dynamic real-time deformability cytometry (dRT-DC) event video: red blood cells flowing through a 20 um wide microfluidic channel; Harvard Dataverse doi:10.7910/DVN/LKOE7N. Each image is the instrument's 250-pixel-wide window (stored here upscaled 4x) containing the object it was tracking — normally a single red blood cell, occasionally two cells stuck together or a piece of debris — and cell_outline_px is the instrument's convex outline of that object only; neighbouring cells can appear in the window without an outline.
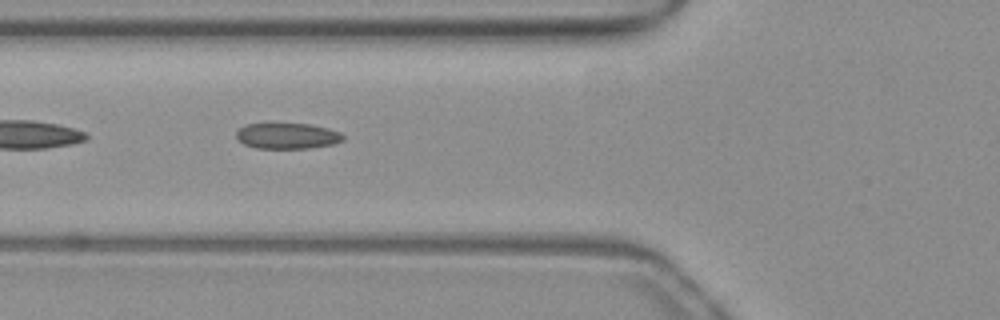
{"species": "common noctule bat (a hibernating species)", "species_latin": "Nyctalus noctula", "temperature_condition": "warm", "stored_images_in_passage": 39, "camera_frame_rate_fps": 3000, "um_per_image_px": 0.085, "animal": {"sex": "female", "body_mass_g": 19.3, "forearm_length_mm": 54.1}, "frame": {"image": 1, "passage_image": 6, "time_ms": 1.667, "image_size_px": [1000, 320], "cell_outline_px": [[344, 140], [332, 144], [308, 148], [256, 148], [244, 144], [236, 140], [236, 132], [244, 124], [308, 124], [328, 128], [340, 132], [344, 136]], "centroid_in_image_um": [24.4, 11.55], "position_along_channel_um": 101.4, "area_um2": 16.01}}
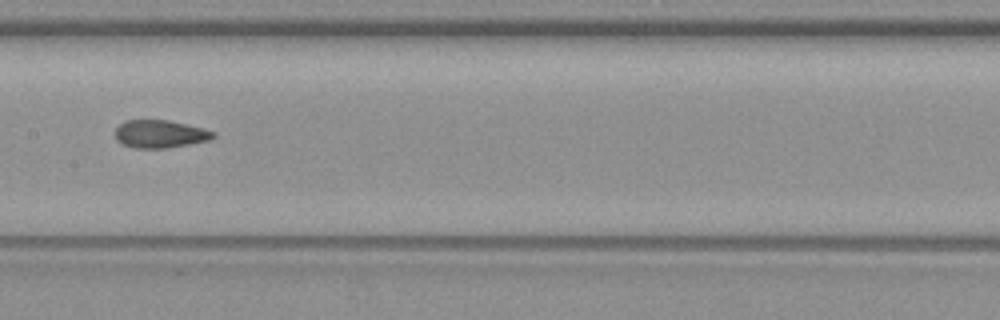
{"frame": {"image": 2, "passage_image": 13, "time_ms": 4.0, "image_size_px": [1000, 320], "cell_outline_px": [[216, 136], [212, 140], [168, 148], [132, 148], [120, 144], [116, 140], [116, 128], [124, 120], [168, 120], [200, 128], [212, 132]], "centroid_in_image_um": [13.56, 11.4], "position_along_channel_um": 193.8, "area_um2": 15.9}}
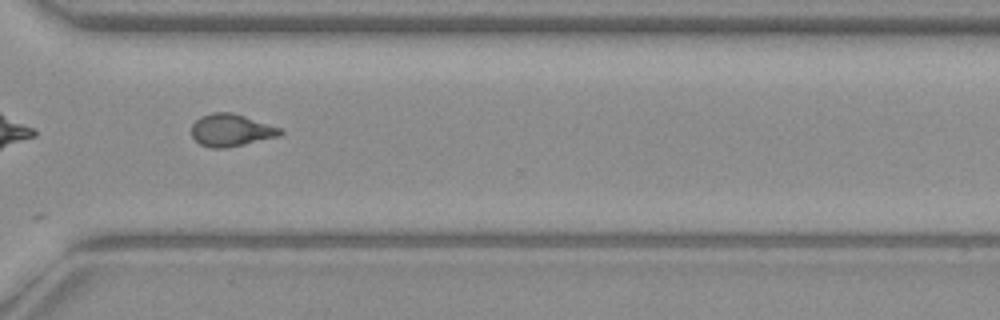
{"frame": {"image": 3, "passage_image": 25, "time_ms": 8.0, "image_size_px": [1000, 320], "cell_outline_px": [[284, 132], [280, 136], [244, 144], [224, 148], [212, 148], [200, 144], [192, 136], [192, 124], [200, 116], [212, 112], [232, 112], [280, 128]], "centroid_in_image_um": [19.63, 11.06], "position_along_channel_um": 351.0, "area_um2": 16.59}, "authors_computed_cell_mechanics": {"area_um2": 16.5886, "velocity_mm_per_s": 3.9399, "shape_relaxation_time_tau1_ms": 6.0138, "shape_relaxation_time_tau2_ms": 1.3198, "deformation_change_tau1": 0.175, "deformation_change_tau2": 0.0764}}